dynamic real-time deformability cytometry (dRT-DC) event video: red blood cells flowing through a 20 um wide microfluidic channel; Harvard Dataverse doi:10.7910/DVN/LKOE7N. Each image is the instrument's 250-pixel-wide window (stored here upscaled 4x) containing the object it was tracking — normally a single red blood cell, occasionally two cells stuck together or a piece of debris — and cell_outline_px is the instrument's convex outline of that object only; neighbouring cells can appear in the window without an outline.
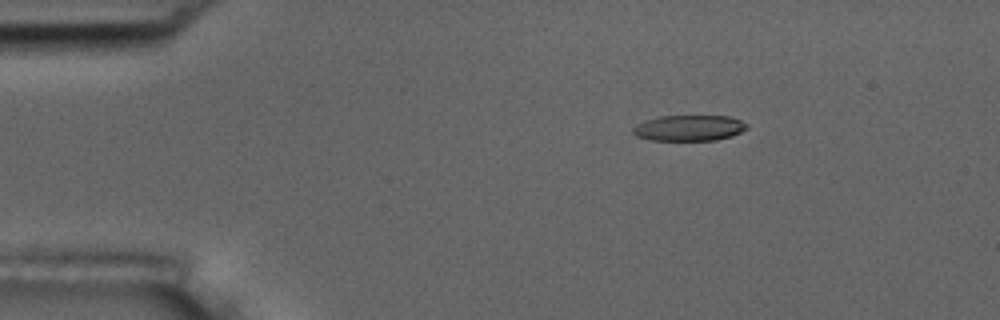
{"species": "common noctule bat (a hibernating species)", "species_latin": "Nyctalus noctula", "temperature_condition": "room temperature", "stored_images_in_passage": 5, "camera_frame_rate_fps": 3000, "um_per_image_px": 0.085, "animal": {"sex": "male", "body_mass_g": 17.5, "forearm_length_mm": 52.3}, "frame": {"image": 1, "passage_image": 3, "time_ms": 2.333, "image_size_px": [1000, 320], "cell_outline_px": [[748, 128], [732, 136], [716, 140], [652, 140], [636, 136], [632, 132], [632, 128], [636, 124], [644, 120], [660, 116], [728, 116], [740, 120], [748, 124]], "centroid_in_image_um": [58.56, 10.87], "position_along_channel_um": 26.4, "area_um2": 17.17}}